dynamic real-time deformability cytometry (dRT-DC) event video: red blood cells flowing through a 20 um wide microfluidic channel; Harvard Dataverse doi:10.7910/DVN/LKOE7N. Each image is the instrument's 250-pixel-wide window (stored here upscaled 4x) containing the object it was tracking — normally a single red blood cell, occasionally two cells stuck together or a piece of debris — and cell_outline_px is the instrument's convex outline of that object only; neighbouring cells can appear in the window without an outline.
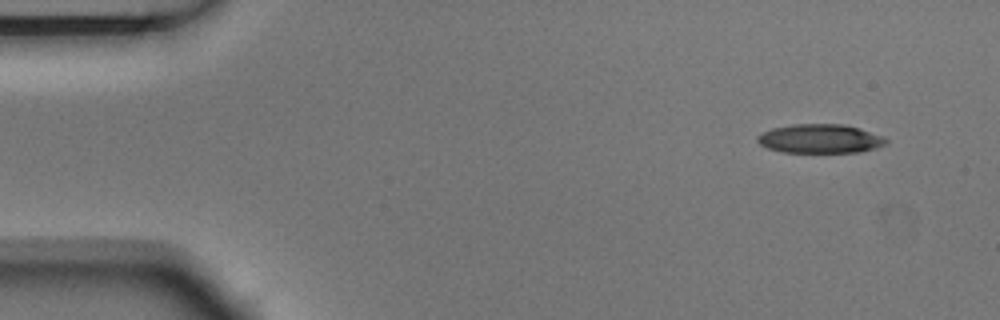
{"species": "Egyptian fruit bat (a non-hibernating species)", "species_latin": "Rousettus aegyptiacus", "temperature_condition": "room temperature", "stored_images_in_passage": 5, "camera_frame_rate_fps": 3000, "um_per_image_px": 0.085, "animal": {"sex": "male"}, "frame": {"image": 1, "passage_image": 1, "time_ms": 0.0, "image_size_px": [1000, 320], "cell_outline_px": [[888, 144], [876, 148], [860, 152], [780, 152], [768, 148], [760, 144], [756, 140], [756, 136], [772, 128], [792, 124], [844, 124], [860, 128], [884, 136], [888, 140]], "centroid_in_image_um": [69.74, 11.79], "position_along_channel_um": 15.3, "area_um2": 21.91}}
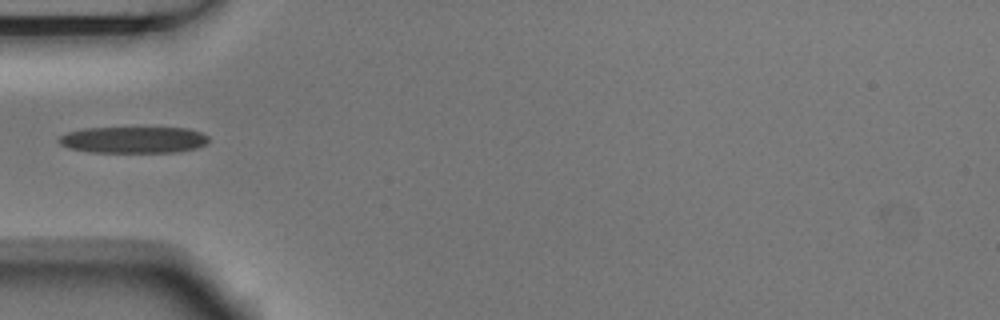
{"frame": {"image": 2, "passage_image": 4, "time_ms": 1.0, "image_size_px": [1000, 320], "cell_outline_px": [[208, 140], [204, 144], [196, 148], [180, 152], [88, 152], [68, 148], [60, 144], [56, 140], [60, 136], [68, 132], [84, 128], [188, 128], [200, 132], [208, 136]], "centroid_in_image_um": [11.31, 11.89], "position_along_channel_um": 73.7, "area_um2": 23.18}}
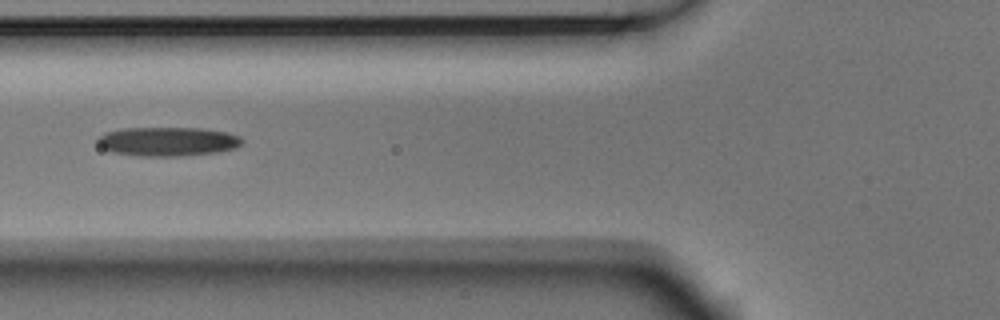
{"frame": {"image": 3, "passage_image": 5, "time_ms": 1.333, "image_size_px": [1000, 320], "cell_outline_px": [[244, 144], [236, 148], [216, 152], [180, 156], [140, 156], [112, 152], [104, 148], [96, 140], [104, 132], [124, 128], [204, 128], [228, 132], [240, 136], [244, 140]], "centroid_in_image_um": [14.31, 12.02], "position_along_channel_um": 111.5, "area_um2": 24.62}}